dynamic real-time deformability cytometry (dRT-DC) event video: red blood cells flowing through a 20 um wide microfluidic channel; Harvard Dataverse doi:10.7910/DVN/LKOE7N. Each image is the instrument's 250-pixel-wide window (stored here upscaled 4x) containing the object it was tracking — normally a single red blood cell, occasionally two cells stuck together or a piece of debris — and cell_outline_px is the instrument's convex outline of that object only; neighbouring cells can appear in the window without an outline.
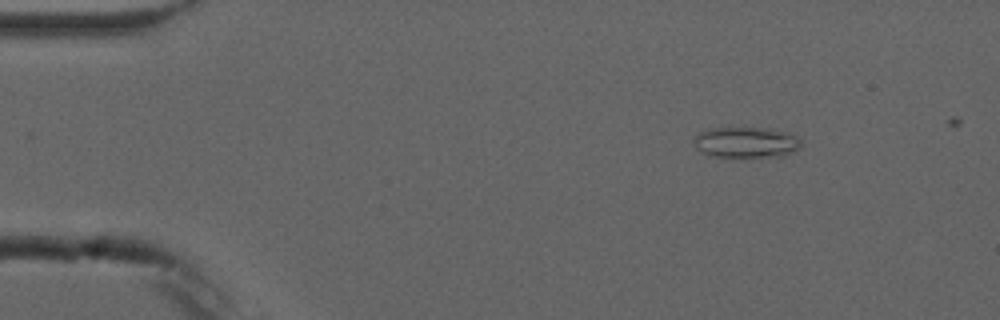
{"species": "common noctule bat (a hibernating species)", "species_latin": "Nyctalus noctula", "temperature_condition": "cold", "stored_images_in_passage": 5, "camera_frame_rate_fps": 3000, "um_per_image_px": 0.085, "animal": {"sex": "male", "forearm_length_mm": 52.5}, "frame": {"image": 1, "passage_image": 2, "time_ms": 1.333, "image_size_px": [1000, 320], "cell_outline_px": [[800, 148], [784, 156], [712, 156], [696, 148], [696, 136], [700, 132], [712, 128], [772, 128], [796, 136], [800, 140]], "centroid_in_image_um": [63.46, 12.09], "position_along_channel_um": 21.5, "area_um2": 18.79}}
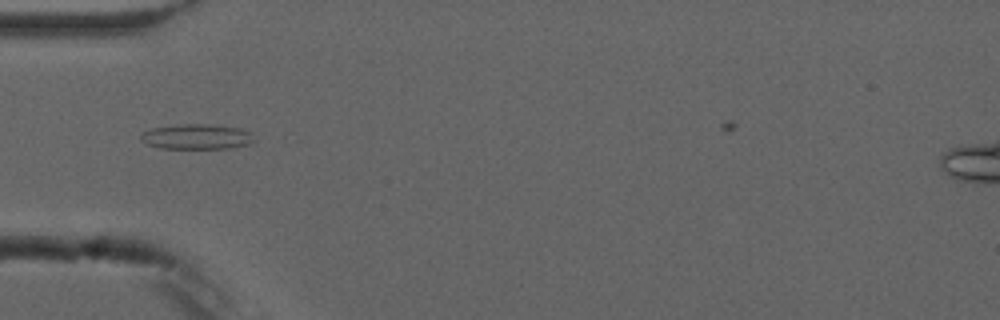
{"frame": {"image": 2, "passage_image": 5, "time_ms": 4.667, "image_size_px": [1000, 320], "cell_outline_px": [[256, 140], [248, 144], [232, 148], [160, 148], [148, 144], [140, 140], [140, 136], [144, 132], [152, 128], [180, 124], [208, 124], [240, 128], [252, 132]], "centroid_in_image_um": [16.76, 11.61], "position_along_channel_um": 68.2, "area_um2": 16.65}}